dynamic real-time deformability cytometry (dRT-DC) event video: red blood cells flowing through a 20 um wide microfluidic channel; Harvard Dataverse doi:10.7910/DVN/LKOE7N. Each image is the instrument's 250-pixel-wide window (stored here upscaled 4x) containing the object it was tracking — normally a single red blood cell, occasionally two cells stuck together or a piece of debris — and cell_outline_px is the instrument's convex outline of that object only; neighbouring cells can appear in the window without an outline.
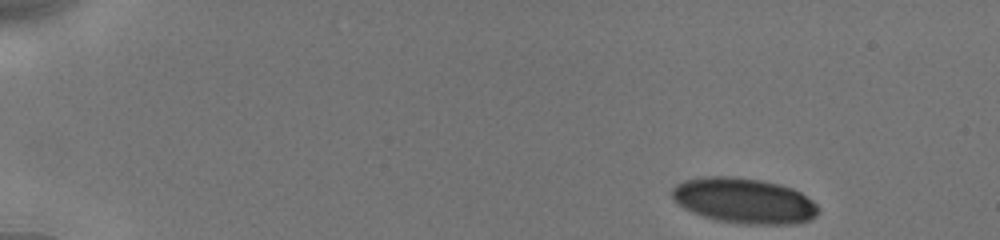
{"species": "human", "species_latin": "Homo sapiens", "temperature_condition": "cold", "stored_images_in_passage": 12, "camera_frame_rate_fps": 3000, "um_per_image_px": 0.085, "donor": {"sex": "male"}, "frame": {"image": 1, "passage_image": 1, "time_ms": 0.0, "image_size_px": [1000, 240], "cell_outline_px": [[820, 212], [816, 216], [808, 220], [796, 224], [744, 224], [720, 220], [704, 216], [692, 212], [684, 208], [672, 196], [672, 188], [676, 184], [684, 180], [704, 176], [732, 176], [760, 180], [780, 184], [792, 188], [800, 192], [812, 200], [820, 208]], "centroid_in_image_um": [63.27, 17.05], "position_along_channel_um": 21.7, "area_um2": 38.67}}
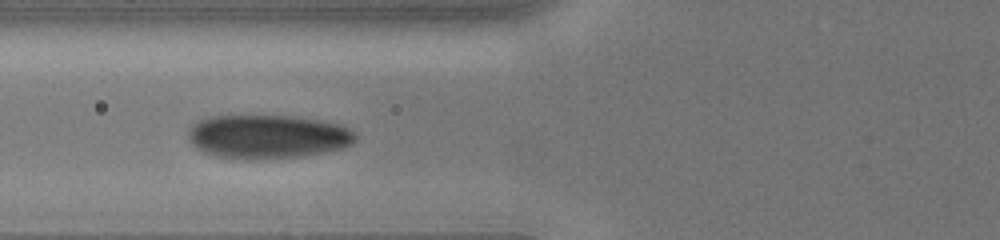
{"frame": {"image": 2, "passage_image": 10, "time_ms": 5.333, "image_size_px": [1000, 240], "cell_outline_px": [[356, 140], [352, 144], [344, 148], [328, 152], [304, 156], [256, 160], [240, 160], [212, 156], [196, 148], [188, 140], [188, 132], [200, 120], [212, 116], [296, 116], [320, 120], [340, 124], [356, 132]], "centroid_in_image_um": [22.79, 11.64], "position_along_channel_um": 103.0, "area_um2": 43.29}}
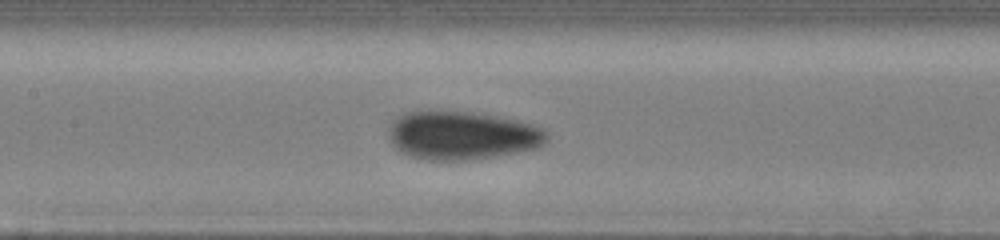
{"frame": {"image": 3, "passage_image": 12, "time_ms": 7.0, "image_size_px": [1000, 240], "cell_outline_px": [[548, 140], [544, 144], [536, 148], [496, 156], [472, 160], [420, 160], [408, 156], [400, 152], [392, 144], [388, 132], [388, 128], [392, 120], [404, 112], [432, 108], [472, 112], [516, 120], [532, 124], [544, 128], [548, 132]], "centroid_in_image_um": [39.21, 11.49], "position_along_channel_um": 168.2, "area_um2": 45.78}}